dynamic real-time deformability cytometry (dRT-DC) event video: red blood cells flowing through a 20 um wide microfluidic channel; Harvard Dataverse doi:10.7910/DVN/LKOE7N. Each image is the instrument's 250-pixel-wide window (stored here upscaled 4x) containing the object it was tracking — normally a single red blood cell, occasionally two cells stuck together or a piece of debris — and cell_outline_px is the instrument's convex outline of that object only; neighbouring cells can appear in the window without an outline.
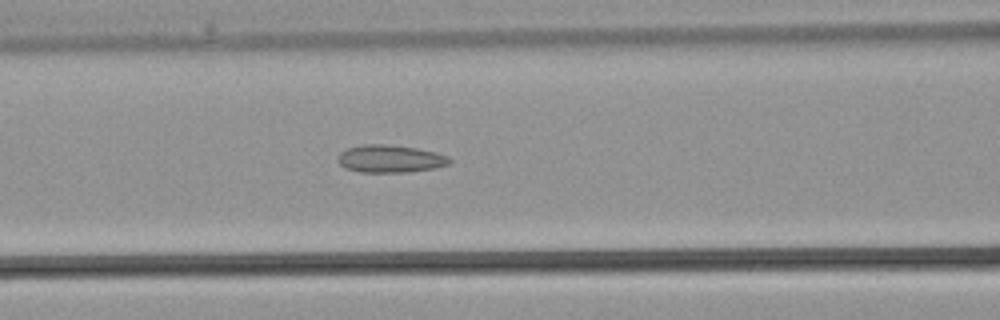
{"species": "common noctule bat (a hibernating species)", "species_latin": "Nyctalus noctula", "temperature_condition": "warm", "stored_images_in_passage": 30, "camera_frame_rate_fps": 3000, "um_per_image_px": 0.085, "animal": {"sex": "male", "body_mass_g": 21.5, "forearm_length_mm": 52.0}, "frame": {"image": 1, "passage_image": 10, "time_ms": 3.0, "image_size_px": [1000, 320], "cell_outline_px": [[452, 160], [448, 164], [432, 168], [408, 172], [360, 172], [344, 168], [336, 160], [340, 152], [348, 148], [364, 144], [384, 144], [416, 148], [436, 152], [448, 156]], "centroid_in_image_um": [33.13, 13.49], "position_along_channel_um": 133.5, "area_um2": 17.92}}
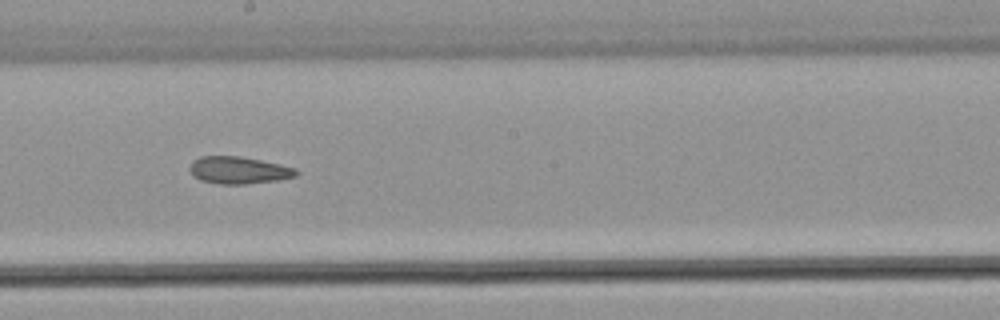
{"frame": {"image": 2, "passage_image": 15, "time_ms": 4.667, "image_size_px": [1000, 320], "cell_outline_px": [[300, 172], [296, 176], [276, 180], [244, 184], [220, 184], [200, 180], [192, 176], [188, 168], [192, 160], [200, 156], [240, 156], [260, 160], [296, 168]], "centroid_in_image_um": [20.24, 14.46], "position_along_channel_um": 228.0, "area_um2": 16.94}}
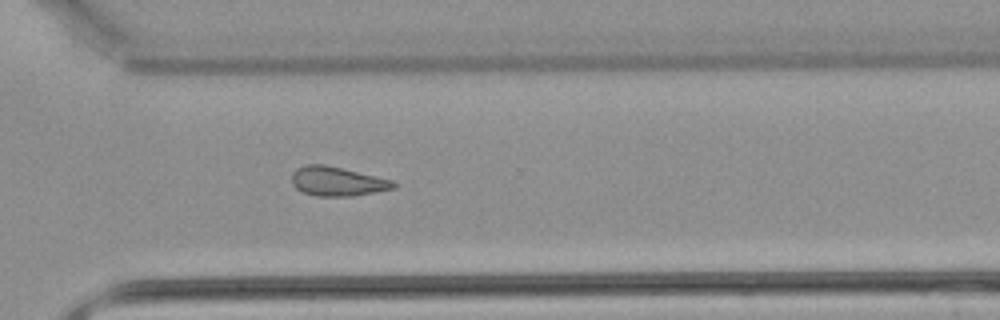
{"frame": {"image": 3, "passage_image": 21, "time_ms": 6.667, "image_size_px": [1000, 320], "cell_outline_px": [[396, 188], [376, 192], [352, 196], [316, 196], [304, 192], [296, 188], [292, 184], [292, 172], [296, 168], [308, 164], [324, 164], [392, 180], [396, 184]], "centroid_in_image_um": [28.65, 15.42], "position_along_channel_um": 341.9, "area_um2": 17.22}}